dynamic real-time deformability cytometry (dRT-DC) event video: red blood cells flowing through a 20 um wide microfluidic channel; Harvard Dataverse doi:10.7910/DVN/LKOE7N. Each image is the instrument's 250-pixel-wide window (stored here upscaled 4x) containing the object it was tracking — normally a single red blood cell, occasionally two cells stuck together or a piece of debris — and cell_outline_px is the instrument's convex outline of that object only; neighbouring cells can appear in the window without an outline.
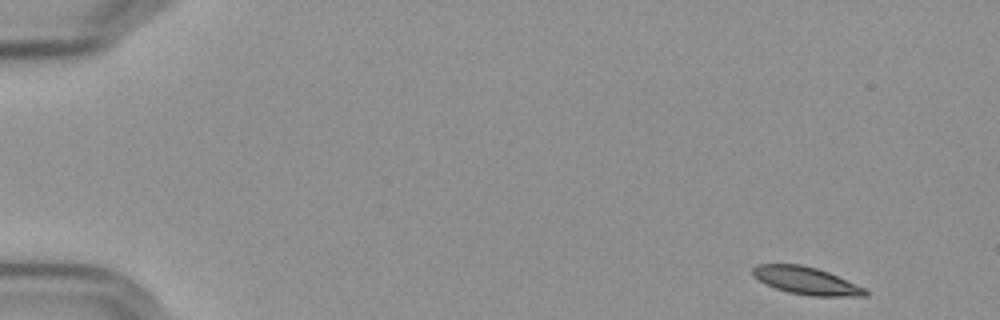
{"species": "Egyptian fruit bat (a non-hibernating species)", "species_latin": "Rousettus aegyptiacus", "temperature_condition": "cold", "stored_images_in_passage": 54, "camera_frame_rate_fps": 3000, "um_per_image_px": 0.085, "frame": {"image": 1, "passage_image": 1, "time_ms": 0.0, "image_size_px": [1000, 320], "cell_outline_px": [[868, 292], [864, 296], [812, 296], [788, 292], [776, 288], [760, 280], [752, 272], [752, 268], [756, 264], [800, 264], [816, 268], [828, 272], [864, 288]], "centroid_in_image_um": [68.52, 23.85], "position_along_channel_um": 16.5, "area_um2": 17.63}}
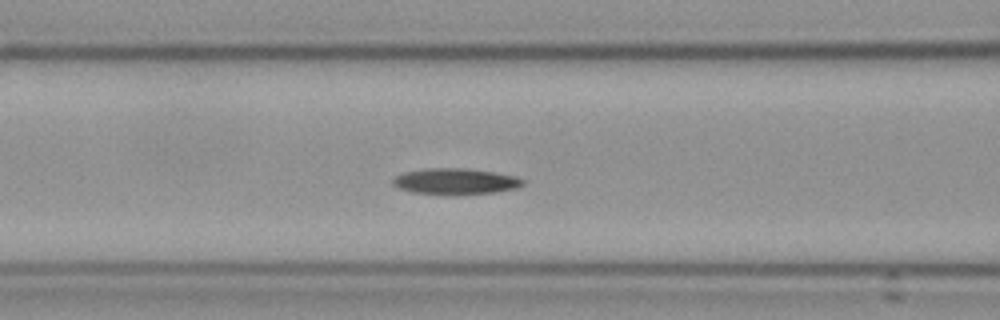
{"frame": {"image": 2, "passage_image": 21, "time_ms": 6.667, "image_size_px": [1000, 320], "cell_outline_px": [[524, 184], [516, 188], [496, 192], [412, 192], [400, 188], [392, 184], [392, 180], [396, 176], [404, 172], [424, 168], [464, 168], [492, 172], [516, 176], [524, 180]], "centroid_in_image_um": [38.71, 15.37], "position_along_channel_um": 127.9, "area_um2": 18.79}}
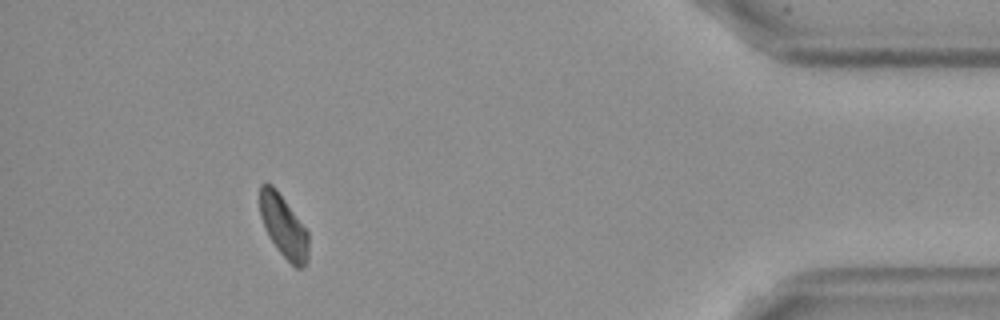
{"frame": {"image": 3, "passage_image": 49, "time_ms": 16.0, "image_size_px": [1000, 320], "cell_outline_px": [[308, 260], [304, 268], [296, 268], [276, 248], [268, 236], [264, 228], [260, 216], [260, 184], [272, 184], [276, 188], [308, 232]], "centroid_in_image_um": [24.1, 19.25], "position_along_channel_um": 411.1, "area_um2": 17.63}, "authors_computed_cell_mechanics": {"area_um2": 18.785, "velocity_mm_per_s": 3.5752, "shape_relaxation_time_tau1_ms": 4.1026, "shape_relaxation_time_tau2_ms": null, "deformation_change_tau1": 0.1114, "deformation_change_tau2": null}}